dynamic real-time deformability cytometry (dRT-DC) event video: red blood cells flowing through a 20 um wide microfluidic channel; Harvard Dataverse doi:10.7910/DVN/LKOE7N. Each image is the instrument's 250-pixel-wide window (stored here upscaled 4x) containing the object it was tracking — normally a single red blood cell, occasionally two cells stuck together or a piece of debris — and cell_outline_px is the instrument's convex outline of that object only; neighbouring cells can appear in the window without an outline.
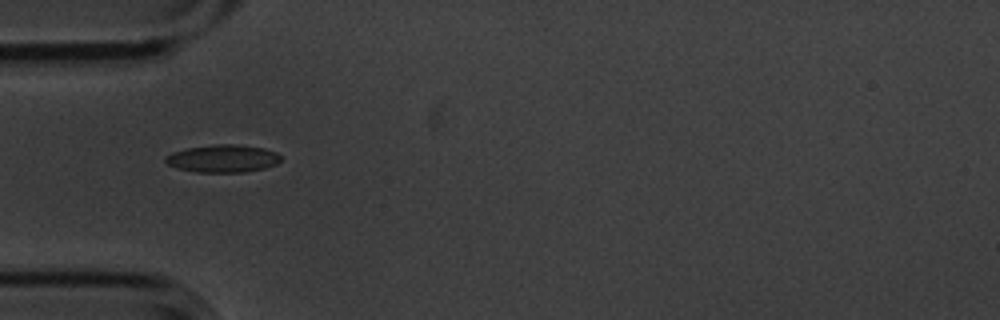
{"species": "common noctule bat (a hibernating species)", "species_latin": "Nyctalus noctula", "temperature_condition": "cold", "stored_images_in_passage": 3, "camera_frame_rate_fps": 3000, "um_per_image_px": 0.085, "animal": {"sex": "male", "body_mass_g": 20.1, "forearm_length_mm": 53.5}, "frame": {"image": 1, "passage_image": 2, "time_ms": 0.333, "image_size_px": [1000, 320], "cell_outline_px": [[280, 160], [276, 164], [264, 168], [244, 172], [196, 172], [176, 168], [168, 164], [164, 160], [164, 156], [172, 152], [188, 148], [216, 144], [236, 144], [264, 148], [276, 152], [280, 156]], "centroid_in_image_um": [18.91, 13.47], "position_along_channel_um": 66.1, "area_um2": 18.55}}
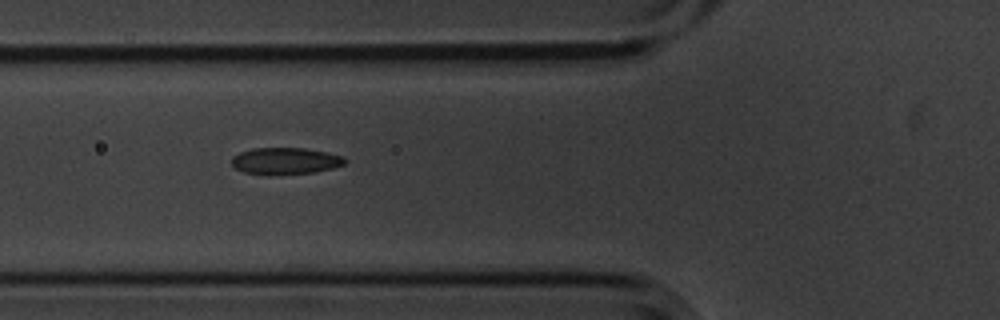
{"frame": {"image": 2, "passage_image": 3, "time_ms": 0.667, "image_size_px": [1000, 320], "cell_outline_px": [[348, 160], [344, 164], [332, 168], [316, 172], [244, 172], [236, 168], [232, 164], [232, 156], [240, 152], [252, 148], [304, 148], [328, 152], [344, 156]], "centroid_in_image_um": [24.32, 13.62], "position_along_channel_um": 101.5, "area_um2": 16.94}}